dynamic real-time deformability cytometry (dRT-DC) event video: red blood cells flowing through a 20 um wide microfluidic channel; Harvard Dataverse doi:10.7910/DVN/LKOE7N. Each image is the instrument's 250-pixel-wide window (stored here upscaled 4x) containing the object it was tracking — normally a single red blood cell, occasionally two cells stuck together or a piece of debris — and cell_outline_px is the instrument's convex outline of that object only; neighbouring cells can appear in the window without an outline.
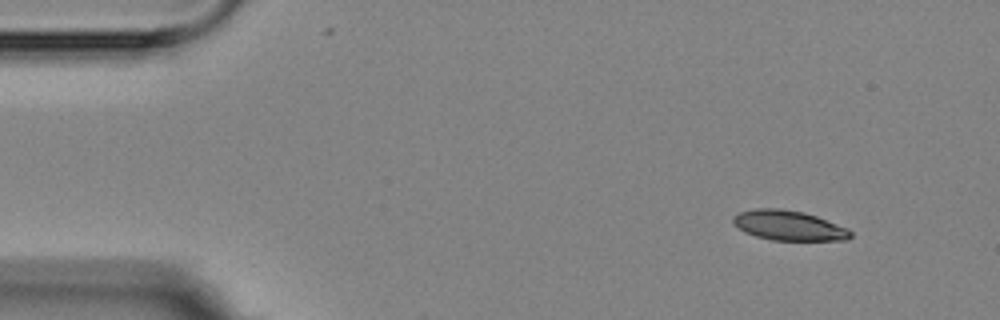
{"species": "Egyptian fruit bat (a non-hibernating species)", "species_latin": "Rousettus aegyptiacus", "temperature_condition": "room temperature", "stored_images_in_passage": 2, "camera_frame_rate_fps": 3000, "um_per_image_px": 0.085, "animal": {"sex": "female"}, "frame": {"image": 1, "passage_image": 1, "time_ms": 0.0, "image_size_px": [1000, 320], "cell_outline_px": [[852, 236], [848, 240], [772, 240], [756, 236], [744, 232], [732, 224], [732, 216], [740, 212], [756, 208], [780, 208], [804, 212], [816, 216], [848, 228], [852, 232]], "centroid_in_image_um": [67.02, 19.16], "position_along_channel_um": 18.0, "area_um2": 20.58}}